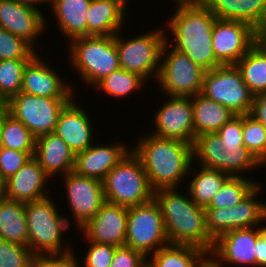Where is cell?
<instances>
[{"instance_id":"cell-1","label":"cell","mask_w":266,"mask_h":267,"mask_svg":"<svg viewBox=\"0 0 266 267\" xmlns=\"http://www.w3.org/2000/svg\"><path fill=\"white\" fill-rule=\"evenodd\" d=\"M172 2L175 5L174 13L164 23L167 28L165 31L170 32L169 36L173 35L171 38L167 36L168 44L205 71L221 66L212 48V31L217 18L215 14L199 0Z\"/></svg>"},{"instance_id":"cell-2","label":"cell","mask_w":266,"mask_h":267,"mask_svg":"<svg viewBox=\"0 0 266 267\" xmlns=\"http://www.w3.org/2000/svg\"><path fill=\"white\" fill-rule=\"evenodd\" d=\"M242 128L243 115H236L216 133L196 137L193 165L198 163L199 166L220 170L231 177H243L244 172L262 168L263 165L244 146Z\"/></svg>"},{"instance_id":"cell-3","label":"cell","mask_w":266,"mask_h":267,"mask_svg":"<svg viewBox=\"0 0 266 267\" xmlns=\"http://www.w3.org/2000/svg\"><path fill=\"white\" fill-rule=\"evenodd\" d=\"M142 134L136 145L130 147L142 162L151 188L156 191L186 186L185 180L191 178L188 172L193 162V145L159 138L148 132Z\"/></svg>"},{"instance_id":"cell-4","label":"cell","mask_w":266,"mask_h":267,"mask_svg":"<svg viewBox=\"0 0 266 267\" xmlns=\"http://www.w3.org/2000/svg\"><path fill=\"white\" fill-rule=\"evenodd\" d=\"M178 190L154 191L153 198L161 210L169 243L192 245L210 253L214 239L206 229L205 208L198 206L186 189L187 194Z\"/></svg>"},{"instance_id":"cell-5","label":"cell","mask_w":266,"mask_h":267,"mask_svg":"<svg viewBox=\"0 0 266 267\" xmlns=\"http://www.w3.org/2000/svg\"><path fill=\"white\" fill-rule=\"evenodd\" d=\"M52 199L49 195L24 203L28 246L35 256L65 253L74 248L70 242L66 243L64 236L71 229V217L61 214L60 208L56 206L57 202L54 203Z\"/></svg>"},{"instance_id":"cell-6","label":"cell","mask_w":266,"mask_h":267,"mask_svg":"<svg viewBox=\"0 0 266 267\" xmlns=\"http://www.w3.org/2000/svg\"><path fill=\"white\" fill-rule=\"evenodd\" d=\"M69 62L87 88L95 87L111 72L120 69L114 36H83L70 40Z\"/></svg>"},{"instance_id":"cell-7","label":"cell","mask_w":266,"mask_h":267,"mask_svg":"<svg viewBox=\"0 0 266 267\" xmlns=\"http://www.w3.org/2000/svg\"><path fill=\"white\" fill-rule=\"evenodd\" d=\"M165 29V27H159L153 31L151 29L134 37L131 35L132 37L127 39L122 37L124 35L123 30L114 35L119 67L122 70L140 75L147 82L150 79L157 81L162 49L167 42Z\"/></svg>"},{"instance_id":"cell-8","label":"cell","mask_w":266,"mask_h":267,"mask_svg":"<svg viewBox=\"0 0 266 267\" xmlns=\"http://www.w3.org/2000/svg\"><path fill=\"white\" fill-rule=\"evenodd\" d=\"M103 189L107 202L127 208L149 202L154 197L142 162L132 150L106 175Z\"/></svg>"},{"instance_id":"cell-9","label":"cell","mask_w":266,"mask_h":267,"mask_svg":"<svg viewBox=\"0 0 266 267\" xmlns=\"http://www.w3.org/2000/svg\"><path fill=\"white\" fill-rule=\"evenodd\" d=\"M205 72L189 57L176 51L166 42L162 49L156 85H159L157 88L160 87L159 90L161 89V93L164 94L161 96H196L201 94Z\"/></svg>"},{"instance_id":"cell-10","label":"cell","mask_w":266,"mask_h":267,"mask_svg":"<svg viewBox=\"0 0 266 267\" xmlns=\"http://www.w3.org/2000/svg\"><path fill=\"white\" fill-rule=\"evenodd\" d=\"M201 95L222 104L236 115L249 114L254 98L236 65H221L206 71Z\"/></svg>"},{"instance_id":"cell-11","label":"cell","mask_w":266,"mask_h":267,"mask_svg":"<svg viewBox=\"0 0 266 267\" xmlns=\"http://www.w3.org/2000/svg\"><path fill=\"white\" fill-rule=\"evenodd\" d=\"M169 244L161 210L154 198L128 208L125 246L148 257Z\"/></svg>"},{"instance_id":"cell-12","label":"cell","mask_w":266,"mask_h":267,"mask_svg":"<svg viewBox=\"0 0 266 267\" xmlns=\"http://www.w3.org/2000/svg\"><path fill=\"white\" fill-rule=\"evenodd\" d=\"M71 99L46 98L20 91L5 103V107L37 138L54 133L59 113Z\"/></svg>"},{"instance_id":"cell-13","label":"cell","mask_w":266,"mask_h":267,"mask_svg":"<svg viewBox=\"0 0 266 267\" xmlns=\"http://www.w3.org/2000/svg\"><path fill=\"white\" fill-rule=\"evenodd\" d=\"M263 188L260 183L235 206L205 208L206 229L209 235L215 240L230 230L256 227L266 216V201H263L262 198L259 200Z\"/></svg>"},{"instance_id":"cell-14","label":"cell","mask_w":266,"mask_h":267,"mask_svg":"<svg viewBox=\"0 0 266 267\" xmlns=\"http://www.w3.org/2000/svg\"><path fill=\"white\" fill-rule=\"evenodd\" d=\"M62 183L65 185L66 203L73 217L71 219L75 222L74 229L79 230L106 202L103 181L71 171L62 176Z\"/></svg>"},{"instance_id":"cell-15","label":"cell","mask_w":266,"mask_h":267,"mask_svg":"<svg viewBox=\"0 0 266 267\" xmlns=\"http://www.w3.org/2000/svg\"><path fill=\"white\" fill-rule=\"evenodd\" d=\"M257 42V30L248 23L216 18L212 48L222 65H235Z\"/></svg>"},{"instance_id":"cell-16","label":"cell","mask_w":266,"mask_h":267,"mask_svg":"<svg viewBox=\"0 0 266 267\" xmlns=\"http://www.w3.org/2000/svg\"><path fill=\"white\" fill-rule=\"evenodd\" d=\"M256 227L227 231L214 240L209 253L211 267H256L257 238ZM225 264V265H224Z\"/></svg>"},{"instance_id":"cell-17","label":"cell","mask_w":266,"mask_h":267,"mask_svg":"<svg viewBox=\"0 0 266 267\" xmlns=\"http://www.w3.org/2000/svg\"><path fill=\"white\" fill-rule=\"evenodd\" d=\"M162 106L155 111V128L150 134L194 144L193 106L191 97L167 96Z\"/></svg>"},{"instance_id":"cell-18","label":"cell","mask_w":266,"mask_h":267,"mask_svg":"<svg viewBox=\"0 0 266 267\" xmlns=\"http://www.w3.org/2000/svg\"><path fill=\"white\" fill-rule=\"evenodd\" d=\"M128 208L105 202L78 232L89 242L125 246Z\"/></svg>"},{"instance_id":"cell-19","label":"cell","mask_w":266,"mask_h":267,"mask_svg":"<svg viewBox=\"0 0 266 267\" xmlns=\"http://www.w3.org/2000/svg\"><path fill=\"white\" fill-rule=\"evenodd\" d=\"M47 22L42 10L17 0H0V27L22 38L35 50L36 39L47 30Z\"/></svg>"},{"instance_id":"cell-20","label":"cell","mask_w":266,"mask_h":267,"mask_svg":"<svg viewBox=\"0 0 266 267\" xmlns=\"http://www.w3.org/2000/svg\"><path fill=\"white\" fill-rule=\"evenodd\" d=\"M37 53L23 70L21 92L46 98H73L75 89ZM56 70V71H55Z\"/></svg>"},{"instance_id":"cell-21","label":"cell","mask_w":266,"mask_h":267,"mask_svg":"<svg viewBox=\"0 0 266 267\" xmlns=\"http://www.w3.org/2000/svg\"><path fill=\"white\" fill-rule=\"evenodd\" d=\"M73 97L61 110L54 133L59 136L74 153V155L88 149L95 139L94 125L91 115ZM95 140V141H94Z\"/></svg>"},{"instance_id":"cell-22","label":"cell","mask_w":266,"mask_h":267,"mask_svg":"<svg viewBox=\"0 0 266 267\" xmlns=\"http://www.w3.org/2000/svg\"><path fill=\"white\" fill-rule=\"evenodd\" d=\"M113 144H98L75 155L74 171L103 181L106 175L131 151L129 144L115 139ZM117 141V142H115Z\"/></svg>"},{"instance_id":"cell-23","label":"cell","mask_w":266,"mask_h":267,"mask_svg":"<svg viewBox=\"0 0 266 267\" xmlns=\"http://www.w3.org/2000/svg\"><path fill=\"white\" fill-rule=\"evenodd\" d=\"M50 179L38 161L32 157L4 182V198L23 203L45 198L51 192L49 188L45 189Z\"/></svg>"},{"instance_id":"cell-24","label":"cell","mask_w":266,"mask_h":267,"mask_svg":"<svg viewBox=\"0 0 266 267\" xmlns=\"http://www.w3.org/2000/svg\"><path fill=\"white\" fill-rule=\"evenodd\" d=\"M34 158L51 180L74 171L75 155L55 133L36 138Z\"/></svg>"},{"instance_id":"cell-25","label":"cell","mask_w":266,"mask_h":267,"mask_svg":"<svg viewBox=\"0 0 266 267\" xmlns=\"http://www.w3.org/2000/svg\"><path fill=\"white\" fill-rule=\"evenodd\" d=\"M127 7L123 0H92L86 14L87 36H114L124 30Z\"/></svg>"},{"instance_id":"cell-26","label":"cell","mask_w":266,"mask_h":267,"mask_svg":"<svg viewBox=\"0 0 266 267\" xmlns=\"http://www.w3.org/2000/svg\"><path fill=\"white\" fill-rule=\"evenodd\" d=\"M217 18L243 21L259 30L266 19V0H199Z\"/></svg>"},{"instance_id":"cell-27","label":"cell","mask_w":266,"mask_h":267,"mask_svg":"<svg viewBox=\"0 0 266 267\" xmlns=\"http://www.w3.org/2000/svg\"><path fill=\"white\" fill-rule=\"evenodd\" d=\"M92 0H50V9L56 24L59 25L60 37L70 41L87 36L86 14ZM63 35V36H62Z\"/></svg>"},{"instance_id":"cell-28","label":"cell","mask_w":266,"mask_h":267,"mask_svg":"<svg viewBox=\"0 0 266 267\" xmlns=\"http://www.w3.org/2000/svg\"><path fill=\"white\" fill-rule=\"evenodd\" d=\"M151 267H208L209 253L192 245L169 244L147 257Z\"/></svg>"},{"instance_id":"cell-29","label":"cell","mask_w":266,"mask_h":267,"mask_svg":"<svg viewBox=\"0 0 266 267\" xmlns=\"http://www.w3.org/2000/svg\"><path fill=\"white\" fill-rule=\"evenodd\" d=\"M193 106L194 139L206 133H216L234 116L229 108L205 98L201 94L191 97Z\"/></svg>"},{"instance_id":"cell-30","label":"cell","mask_w":266,"mask_h":267,"mask_svg":"<svg viewBox=\"0 0 266 267\" xmlns=\"http://www.w3.org/2000/svg\"><path fill=\"white\" fill-rule=\"evenodd\" d=\"M192 166L193 162L188 172V174L193 176L188 180L189 182H186L189 183L186 184L188 186L186 189L191 199L198 206L206 208L231 176L220 170L205 168L199 165H197L198 168L195 166L196 168L194 169Z\"/></svg>"},{"instance_id":"cell-31","label":"cell","mask_w":266,"mask_h":267,"mask_svg":"<svg viewBox=\"0 0 266 267\" xmlns=\"http://www.w3.org/2000/svg\"><path fill=\"white\" fill-rule=\"evenodd\" d=\"M0 239L28 246L24 203L6 198L0 200Z\"/></svg>"},{"instance_id":"cell-32","label":"cell","mask_w":266,"mask_h":267,"mask_svg":"<svg viewBox=\"0 0 266 267\" xmlns=\"http://www.w3.org/2000/svg\"><path fill=\"white\" fill-rule=\"evenodd\" d=\"M250 92H266V49L257 42L236 64Z\"/></svg>"},{"instance_id":"cell-33","label":"cell","mask_w":266,"mask_h":267,"mask_svg":"<svg viewBox=\"0 0 266 267\" xmlns=\"http://www.w3.org/2000/svg\"><path fill=\"white\" fill-rule=\"evenodd\" d=\"M145 83L147 81L140 75L120 68L103 78L93 89L107 93L106 95L117 98L116 100L125 99L127 96L129 99L132 93H136L135 91L143 90Z\"/></svg>"},{"instance_id":"cell-34","label":"cell","mask_w":266,"mask_h":267,"mask_svg":"<svg viewBox=\"0 0 266 267\" xmlns=\"http://www.w3.org/2000/svg\"><path fill=\"white\" fill-rule=\"evenodd\" d=\"M2 147L28 152L32 157L35 153L36 137L19 120L3 109Z\"/></svg>"},{"instance_id":"cell-35","label":"cell","mask_w":266,"mask_h":267,"mask_svg":"<svg viewBox=\"0 0 266 267\" xmlns=\"http://www.w3.org/2000/svg\"><path fill=\"white\" fill-rule=\"evenodd\" d=\"M260 182L247 177H230L206 208L232 207L246 198Z\"/></svg>"},{"instance_id":"cell-36","label":"cell","mask_w":266,"mask_h":267,"mask_svg":"<svg viewBox=\"0 0 266 267\" xmlns=\"http://www.w3.org/2000/svg\"><path fill=\"white\" fill-rule=\"evenodd\" d=\"M30 60H0V97L5 103L21 91L23 70Z\"/></svg>"},{"instance_id":"cell-37","label":"cell","mask_w":266,"mask_h":267,"mask_svg":"<svg viewBox=\"0 0 266 267\" xmlns=\"http://www.w3.org/2000/svg\"><path fill=\"white\" fill-rule=\"evenodd\" d=\"M242 134L244 146L266 167V127L250 114H244Z\"/></svg>"},{"instance_id":"cell-38","label":"cell","mask_w":266,"mask_h":267,"mask_svg":"<svg viewBox=\"0 0 266 267\" xmlns=\"http://www.w3.org/2000/svg\"><path fill=\"white\" fill-rule=\"evenodd\" d=\"M37 53L25 40L0 27V60L32 59Z\"/></svg>"},{"instance_id":"cell-39","label":"cell","mask_w":266,"mask_h":267,"mask_svg":"<svg viewBox=\"0 0 266 267\" xmlns=\"http://www.w3.org/2000/svg\"><path fill=\"white\" fill-rule=\"evenodd\" d=\"M35 257L29 246L0 239V267H33Z\"/></svg>"},{"instance_id":"cell-40","label":"cell","mask_w":266,"mask_h":267,"mask_svg":"<svg viewBox=\"0 0 266 267\" xmlns=\"http://www.w3.org/2000/svg\"><path fill=\"white\" fill-rule=\"evenodd\" d=\"M83 241V243L87 241L88 244L83 252L85 256L83 255L81 259L83 260L82 263L80 262L81 267H109L111 265L116 246L89 242L85 237Z\"/></svg>"},{"instance_id":"cell-41","label":"cell","mask_w":266,"mask_h":267,"mask_svg":"<svg viewBox=\"0 0 266 267\" xmlns=\"http://www.w3.org/2000/svg\"><path fill=\"white\" fill-rule=\"evenodd\" d=\"M32 156L28 152H22L1 147L0 149V178L3 182L17 173Z\"/></svg>"},{"instance_id":"cell-42","label":"cell","mask_w":266,"mask_h":267,"mask_svg":"<svg viewBox=\"0 0 266 267\" xmlns=\"http://www.w3.org/2000/svg\"><path fill=\"white\" fill-rule=\"evenodd\" d=\"M74 249L59 254H44L36 256L33 267H81L80 257L77 259Z\"/></svg>"},{"instance_id":"cell-43","label":"cell","mask_w":266,"mask_h":267,"mask_svg":"<svg viewBox=\"0 0 266 267\" xmlns=\"http://www.w3.org/2000/svg\"><path fill=\"white\" fill-rule=\"evenodd\" d=\"M147 257L140 251L127 246L115 248L112 263L109 267H144Z\"/></svg>"},{"instance_id":"cell-44","label":"cell","mask_w":266,"mask_h":267,"mask_svg":"<svg viewBox=\"0 0 266 267\" xmlns=\"http://www.w3.org/2000/svg\"><path fill=\"white\" fill-rule=\"evenodd\" d=\"M249 114L266 127V92L254 96Z\"/></svg>"},{"instance_id":"cell-45","label":"cell","mask_w":266,"mask_h":267,"mask_svg":"<svg viewBox=\"0 0 266 267\" xmlns=\"http://www.w3.org/2000/svg\"><path fill=\"white\" fill-rule=\"evenodd\" d=\"M256 267H266V243L261 237L257 238Z\"/></svg>"},{"instance_id":"cell-46","label":"cell","mask_w":266,"mask_h":267,"mask_svg":"<svg viewBox=\"0 0 266 267\" xmlns=\"http://www.w3.org/2000/svg\"><path fill=\"white\" fill-rule=\"evenodd\" d=\"M18 2L22 3V4H26V5H29V6H32V7H35L39 10L42 9V7H40V5H46L47 6V3L48 5H50V0H17Z\"/></svg>"},{"instance_id":"cell-47","label":"cell","mask_w":266,"mask_h":267,"mask_svg":"<svg viewBox=\"0 0 266 267\" xmlns=\"http://www.w3.org/2000/svg\"><path fill=\"white\" fill-rule=\"evenodd\" d=\"M258 42L266 49V19L262 27L257 31Z\"/></svg>"},{"instance_id":"cell-48","label":"cell","mask_w":266,"mask_h":267,"mask_svg":"<svg viewBox=\"0 0 266 267\" xmlns=\"http://www.w3.org/2000/svg\"><path fill=\"white\" fill-rule=\"evenodd\" d=\"M256 228L258 230L259 237H261L263 241L266 243V216L264 217V219L260 221V223L256 226Z\"/></svg>"},{"instance_id":"cell-49","label":"cell","mask_w":266,"mask_h":267,"mask_svg":"<svg viewBox=\"0 0 266 267\" xmlns=\"http://www.w3.org/2000/svg\"><path fill=\"white\" fill-rule=\"evenodd\" d=\"M2 120H3V109L0 110V149L2 147L1 138H2Z\"/></svg>"},{"instance_id":"cell-50","label":"cell","mask_w":266,"mask_h":267,"mask_svg":"<svg viewBox=\"0 0 266 267\" xmlns=\"http://www.w3.org/2000/svg\"><path fill=\"white\" fill-rule=\"evenodd\" d=\"M4 198V182L0 178V200Z\"/></svg>"},{"instance_id":"cell-51","label":"cell","mask_w":266,"mask_h":267,"mask_svg":"<svg viewBox=\"0 0 266 267\" xmlns=\"http://www.w3.org/2000/svg\"><path fill=\"white\" fill-rule=\"evenodd\" d=\"M5 108V102L2 100V98L0 97V110Z\"/></svg>"},{"instance_id":"cell-52","label":"cell","mask_w":266,"mask_h":267,"mask_svg":"<svg viewBox=\"0 0 266 267\" xmlns=\"http://www.w3.org/2000/svg\"><path fill=\"white\" fill-rule=\"evenodd\" d=\"M127 5H129L130 3H129V1L130 0H123Z\"/></svg>"},{"instance_id":"cell-53","label":"cell","mask_w":266,"mask_h":267,"mask_svg":"<svg viewBox=\"0 0 266 267\" xmlns=\"http://www.w3.org/2000/svg\"><path fill=\"white\" fill-rule=\"evenodd\" d=\"M144 267H151V266L148 263H146Z\"/></svg>"}]
</instances>
